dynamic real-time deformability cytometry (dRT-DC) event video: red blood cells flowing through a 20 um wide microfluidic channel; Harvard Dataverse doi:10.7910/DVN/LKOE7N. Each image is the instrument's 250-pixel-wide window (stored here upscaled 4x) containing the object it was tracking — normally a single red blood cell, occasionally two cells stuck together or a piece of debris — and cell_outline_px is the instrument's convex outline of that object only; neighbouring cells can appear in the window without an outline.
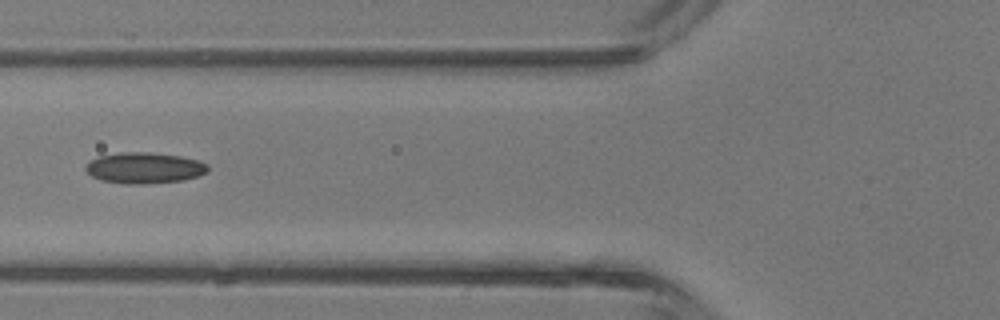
{"species": "common noctule bat (a hibernating species)", "species_latin": "Nyctalus noctula", "temperature_condition": "room temperature", "stored_images_in_passage": 4, "camera_frame_rate_fps": 3000, "um_per_image_px": 0.085, "animal": {"sex": "male", "body_mass_g": 13.3}, "frame": {"image": 1, "passage_image": 3, "time_ms": 2.333, "image_size_px": [1000, 320], "cell_outline_px": [[208, 172], [184, 180], [144, 184], [128, 184], [100, 180], [92, 176], [84, 168], [84, 164], [100, 156], [120, 152], [148, 152], [180, 156], [196, 160], [208, 164]], "centroid_in_image_um": [12.25, 14.27], "position_along_channel_um": 113.5, "area_um2": 22.02}}
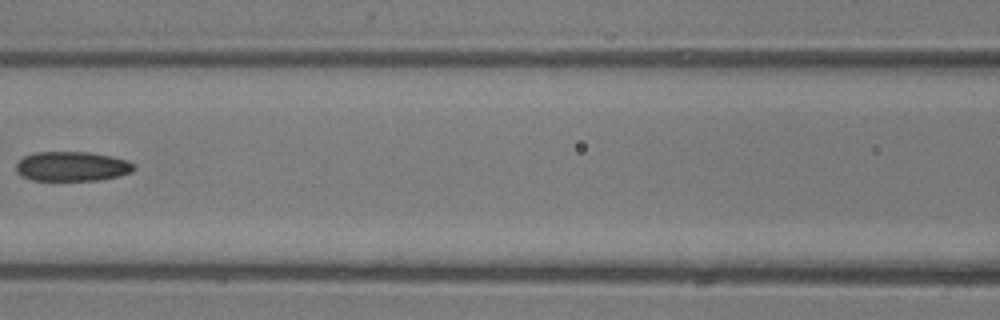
{"frame": {"image": 2, "passage_image": 4, "time_ms": 3.333, "image_size_px": [1000, 320], "cell_outline_px": [[136, 168], [132, 172], [120, 176], [96, 180], [32, 180], [20, 176], [16, 172], [16, 164], [24, 156], [36, 152], [88, 152], [112, 156], [128, 160], [136, 164]], "centroid_in_image_um": [6.15, 14.14], "position_along_channel_um": 160.5, "area_um2": 20.52}}